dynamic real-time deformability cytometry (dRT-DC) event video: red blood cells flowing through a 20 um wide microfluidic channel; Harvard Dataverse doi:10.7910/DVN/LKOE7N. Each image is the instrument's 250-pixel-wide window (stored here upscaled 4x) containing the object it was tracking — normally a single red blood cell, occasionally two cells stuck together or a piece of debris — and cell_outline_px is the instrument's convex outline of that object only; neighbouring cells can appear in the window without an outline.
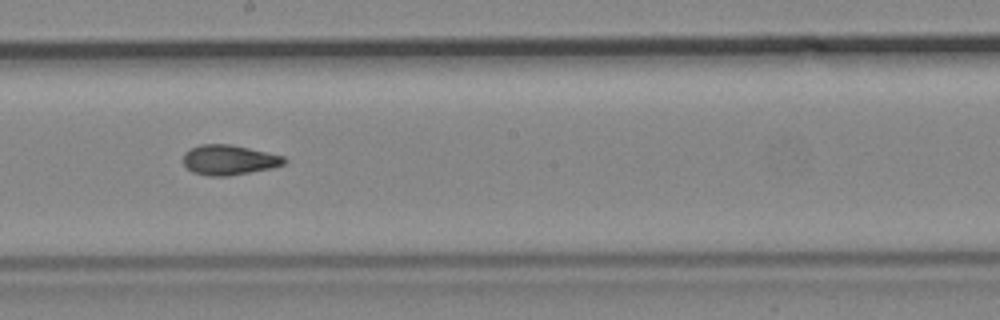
{"species": "common noctule bat (a hibernating species)", "species_latin": "Nyctalus noctula", "temperature_condition": "cold", "stored_images_in_passage": 21, "camera_frame_rate_fps": 3000, "um_per_image_px": 0.085, "animal": {"sex": "male", "body_mass_g": 19.2, "forearm_length_mm": 51.8}, "frame": {"image": 1, "passage_image": 15, "time_ms": 17.667, "image_size_px": [1000, 320], "cell_outline_px": [[288, 160], [284, 164], [272, 168], [228, 176], [208, 176], [192, 172], [184, 164], [184, 152], [200, 144], [232, 144], [284, 156]], "centroid_in_image_um": [19.48, 13.59], "position_along_channel_um": 228.7, "area_um2": 17.69}}
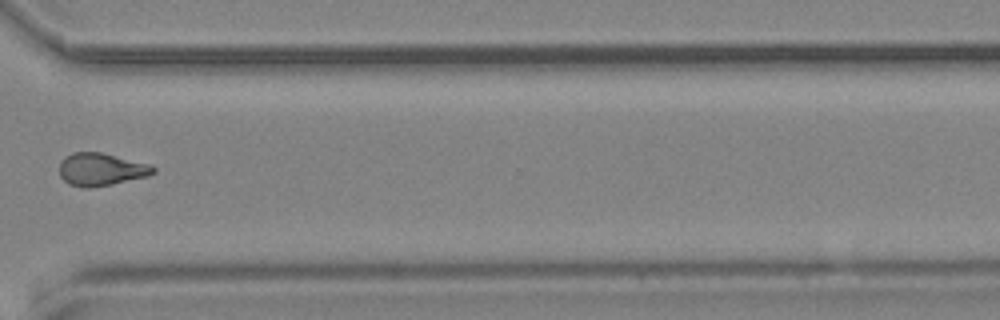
{"frame": {"image": 2, "passage_image": 18, "time_ms": 21.667, "image_size_px": [1000, 320], "cell_outline_px": [[156, 172], [148, 176], [112, 184], [88, 188], [84, 188], [68, 184], [60, 176], [60, 160], [64, 156], [72, 152], [100, 152], [152, 164], [156, 168]], "centroid_in_image_um": [8.6, 14.39], "position_along_channel_um": 362.0, "area_um2": 18.09}}